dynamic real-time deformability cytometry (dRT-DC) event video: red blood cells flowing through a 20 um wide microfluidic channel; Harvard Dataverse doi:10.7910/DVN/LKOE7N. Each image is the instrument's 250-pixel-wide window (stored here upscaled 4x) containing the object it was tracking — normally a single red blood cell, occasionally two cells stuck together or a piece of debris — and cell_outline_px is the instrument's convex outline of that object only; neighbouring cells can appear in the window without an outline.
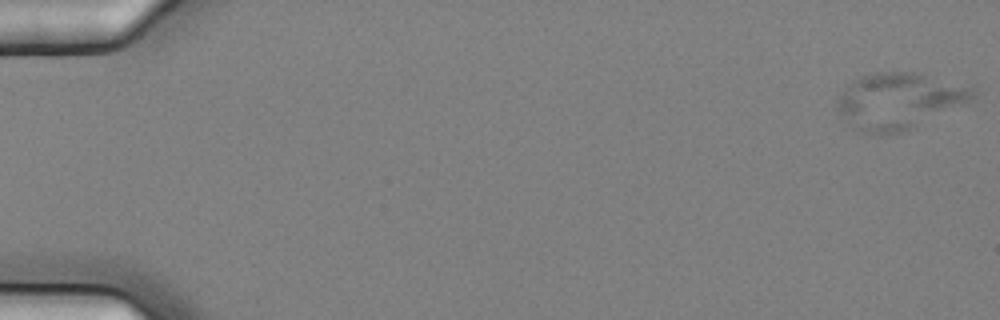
{"species": "common noctule bat (a hibernating species)", "species_latin": "Nyctalus noctula", "temperature_condition": "cold", "stored_images_in_passage": 5, "camera_frame_rate_fps": 3000, "um_per_image_px": 0.085, "animal": {"sex": "female", "body_mass_g": 25.1}, "frame": {"image": 1, "passage_image": 1, "time_ms": 0.0, "image_size_px": [1000, 320], "cell_outline_px": [[976, 96], [960, 104], [900, 132], [880, 136], [876, 136], [860, 132], [852, 128], [836, 108], [836, 100], [848, 84], [852, 80], [860, 76], [876, 72], [920, 72], [972, 84], [976, 92]], "centroid_in_image_um": [76.38, 8.54], "position_along_channel_um": 8.6, "area_um2": 44.51}}